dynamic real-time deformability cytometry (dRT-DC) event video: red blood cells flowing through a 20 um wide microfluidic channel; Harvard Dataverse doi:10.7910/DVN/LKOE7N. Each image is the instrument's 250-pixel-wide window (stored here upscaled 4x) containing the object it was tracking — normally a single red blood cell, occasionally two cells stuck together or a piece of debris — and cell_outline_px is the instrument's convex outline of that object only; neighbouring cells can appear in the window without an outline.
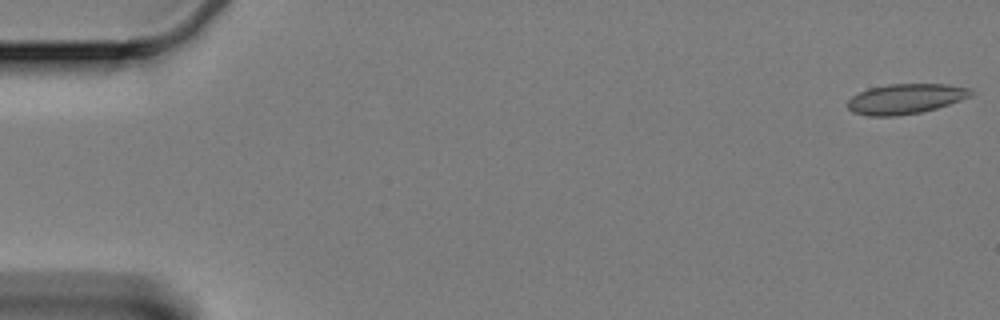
{"species": "Egyptian fruit bat (a non-hibernating species)", "species_latin": "Rousettus aegyptiacus", "temperature_condition": "cold", "stored_images_in_passage": 60, "camera_frame_rate_fps": 3000, "um_per_image_px": 0.085, "animal": {"sex": "female"}, "frame": {"image": 1, "passage_image": 1, "time_ms": 0.0, "image_size_px": [1000, 320], "cell_outline_px": [[972, 96], [936, 108], [920, 112], [896, 116], [868, 116], [852, 112], [848, 108], [848, 100], [852, 96], [868, 88], [888, 84], [948, 84], [972, 88]], "centroid_in_image_um": [76.97, 8.39], "position_along_channel_um": 8.0, "area_um2": 21.62}}
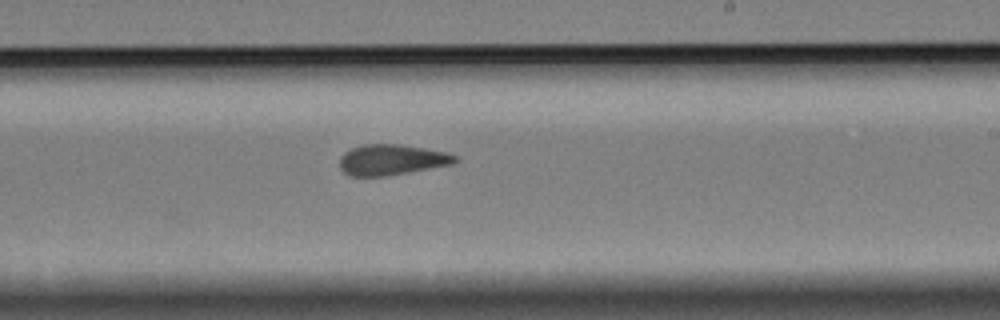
{"frame": {"image": 2, "passage_image": 36, "time_ms": 11.667, "image_size_px": [1000, 320], "cell_outline_px": [[460, 160], [452, 164], [408, 172], [384, 176], [352, 176], [344, 172], [340, 168], [340, 156], [344, 152], [352, 148], [364, 144], [400, 144], [424, 148], [444, 152], [460, 156]], "centroid_in_image_um": [33.3, 13.57], "position_along_channel_um": 255.7, "area_um2": 20.58}}
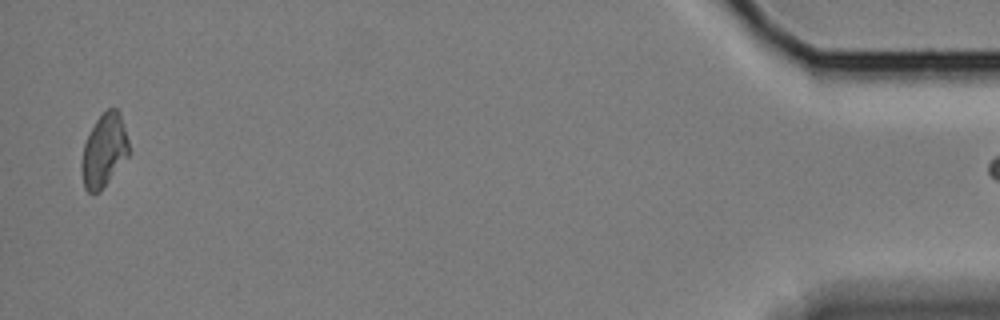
{"frame": {"image": 3, "passage_image": 59, "time_ms": 19.333, "image_size_px": [1000, 320], "cell_outline_px": [[128, 156], [100, 192], [88, 192], [84, 188], [80, 168], [80, 164], [84, 144], [96, 120], [108, 108], [116, 108], [120, 112], [128, 140]], "centroid_in_image_um": [8.83, 12.81], "position_along_channel_um": 426.4, "area_um2": 20.0}}